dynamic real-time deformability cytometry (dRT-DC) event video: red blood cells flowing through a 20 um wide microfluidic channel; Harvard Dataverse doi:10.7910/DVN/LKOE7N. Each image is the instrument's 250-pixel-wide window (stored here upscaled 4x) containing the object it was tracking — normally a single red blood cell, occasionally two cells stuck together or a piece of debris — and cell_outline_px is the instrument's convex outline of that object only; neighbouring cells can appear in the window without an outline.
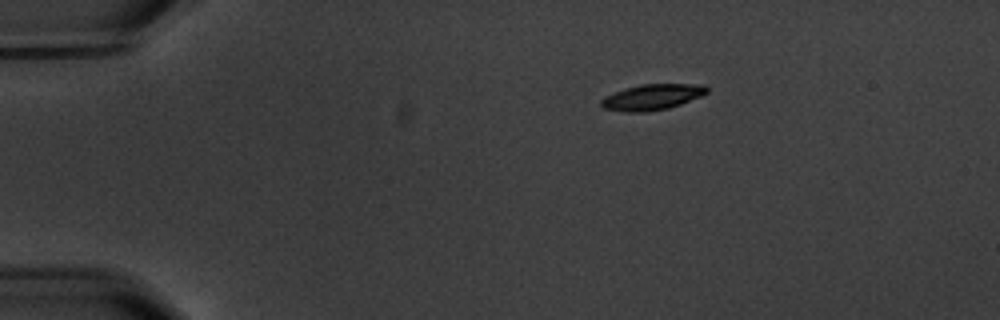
{"species": "common noctule bat (a hibernating species)", "species_latin": "Nyctalus noctula", "temperature_condition": "warm", "stored_images_in_passage": 4, "camera_frame_rate_fps": 3000, "um_per_image_px": 0.085, "animal": {"sex": "male", "body_mass_g": 20.1, "forearm_length_mm": 53.5}, "frame": {"image": 1, "passage_image": 1, "time_ms": 0.0, "image_size_px": [1000, 320], "cell_outline_px": [[708, 92], [700, 96], [680, 104], [668, 108], [644, 112], [624, 112], [604, 108], [600, 104], [600, 100], [604, 96], [624, 88], [640, 84], [704, 84], [708, 88]], "centroid_in_image_um": [55.4, 8.24], "position_along_channel_um": 29.6, "area_um2": 15.9}}
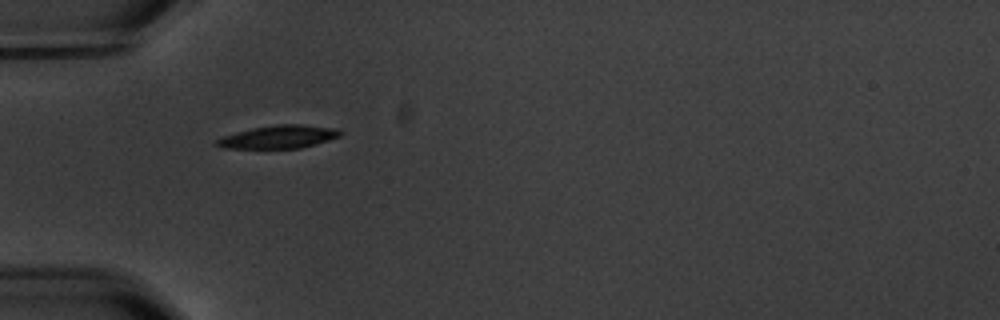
{"frame": {"image": 2, "passage_image": 3, "time_ms": 2.667, "image_size_px": [1000, 320], "cell_outline_px": [[344, 132], [340, 136], [316, 144], [300, 148], [220, 148], [212, 144], [220, 136], [252, 128], [276, 124], [300, 124], [336, 128]], "centroid_in_image_um": [23.64, 11.63], "position_along_channel_um": 61.4, "area_um2": 16.76}}